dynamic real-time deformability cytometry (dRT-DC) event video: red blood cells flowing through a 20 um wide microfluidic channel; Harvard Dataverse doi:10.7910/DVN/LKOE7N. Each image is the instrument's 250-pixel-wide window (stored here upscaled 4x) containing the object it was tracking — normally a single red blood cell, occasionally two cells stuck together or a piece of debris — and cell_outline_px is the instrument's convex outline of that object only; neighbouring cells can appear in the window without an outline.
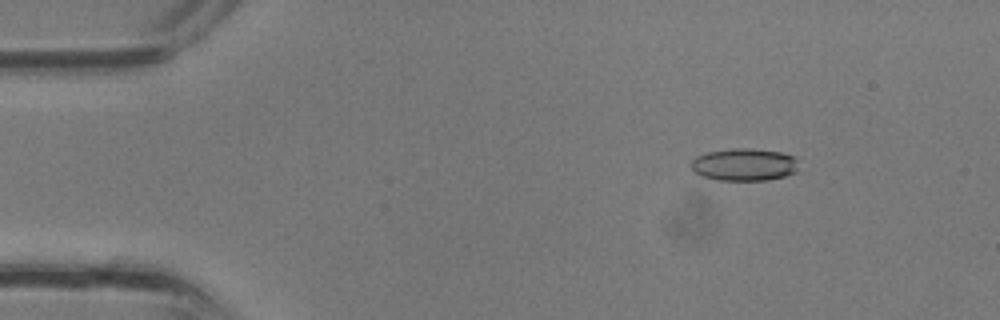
{"species": "common noctule bat (a hibernating species)", "species_latin": "Nyctalus noctula", "temperature_condition": "room temperature", "stored_images_in_passage": 36, "camera_frame_rate_fps": 3000, "um_per_image_px": 0.085, "animal": {"sex": "male", "body_mass_g": 13.3}, "frame": {"image": 1, "passage_image": 5, "time_ms": 1.333, "image_size_px": [1000, 320], "cell_outline_px": [[796, 172], [784, 176], [768, 180], [716, 180], [700, 176], [692, 168], [692, 160], [696, 156], [708, 152], [732, 148], [748, 148], [780, 152], [796, 156]], "centroid_in_image_um": [63.25, 13.99], "position_along_channel_um": 21.7, "area_um2": 20.29}}
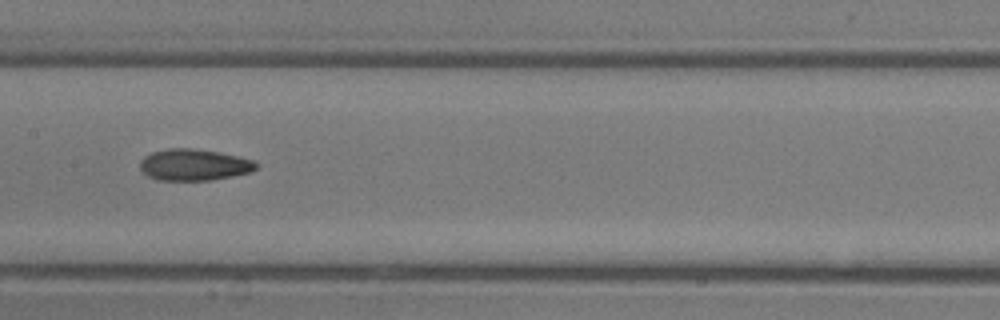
{"frame": {"image": 2, "passage_image": 18, "time_ms": 5.667, "image_size_px": [1000, 320], "cell_outline_px": [[260, 164], [252, 172], [232, 176], [208, 180], [156, 180], [148, 176], [140, 168], [140, 160], [144, 156], [152, 152], [168, 148], [192, 148], [220, 152], [240, 156], [256, 160]], "centroid_in_image_um": [16.53, 14.0], "position_along_channel_um": 190.9, "area_um2": 21.56}}
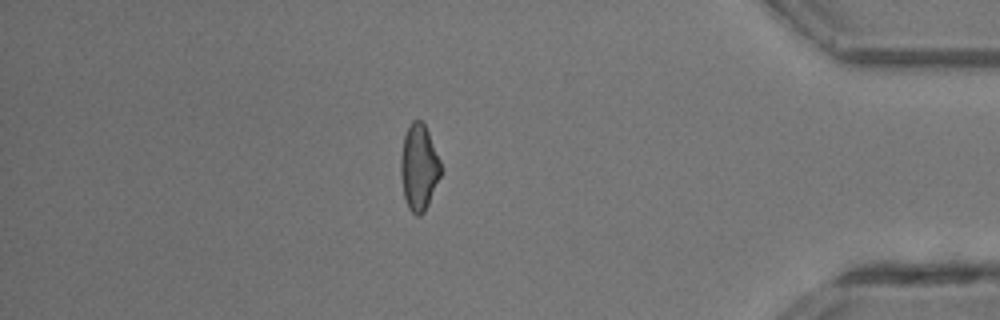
{"frame": {"image": 3, "passage_image": 31, "time_ms": 10.0, "image_size_px": [1000, 320], "cell_outline_px": [[440, 176], [428, 204], [424, 212], [420, 216], [416, 216], [408, 208], [404, 196], [400, 176], [400, 160], [404, 136], [412, 120], [420, 120], [424, 124], [428, 132], [440, 160]], "centroid_in_image_um": [35.59, 14.24], "position_along_channel_um": 399.6, "area_um2": 19.88}}